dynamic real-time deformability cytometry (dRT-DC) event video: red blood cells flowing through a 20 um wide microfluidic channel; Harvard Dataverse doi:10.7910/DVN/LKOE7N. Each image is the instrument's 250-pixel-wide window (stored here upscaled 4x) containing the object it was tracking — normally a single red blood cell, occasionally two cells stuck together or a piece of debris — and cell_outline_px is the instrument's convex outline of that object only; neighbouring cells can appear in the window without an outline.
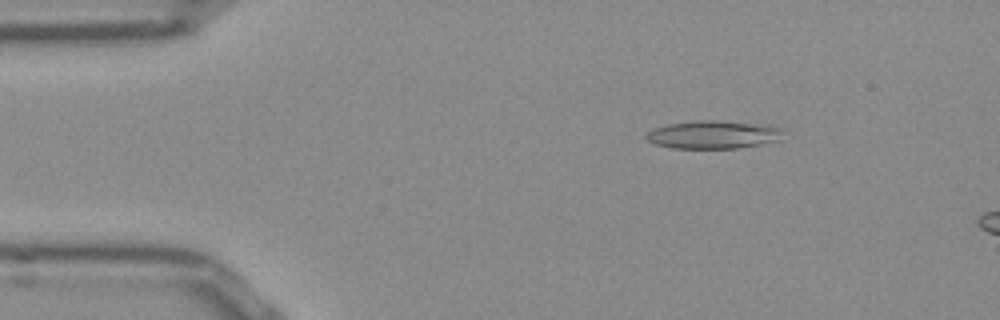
{"species": "Egyptian fruit bat (a non-hibernating species)", "species_latin": "Rousettus aegyptiacus", "temperature_condition": "room temperature", "stored_images_in_passage": 13, "camera_frame_rate_fps": 3000, "um_per_image_px": 0.085, "frame": {"image": 1, "passage_image": 8, "time_ms": 2.333, "image_size_px": [1000, 320], "cell_outline_px": [[784, 140], [740, 148], [672, 148], [652, 144], [644, 136], [652, 128], [668, 124], [696, 120], [712, 120], [768, 124], [780, 128]], "centroid_in_image_um": [60.64, 11.44], "position_along_channel_um": 24.4, "area_um2": 22.77}}